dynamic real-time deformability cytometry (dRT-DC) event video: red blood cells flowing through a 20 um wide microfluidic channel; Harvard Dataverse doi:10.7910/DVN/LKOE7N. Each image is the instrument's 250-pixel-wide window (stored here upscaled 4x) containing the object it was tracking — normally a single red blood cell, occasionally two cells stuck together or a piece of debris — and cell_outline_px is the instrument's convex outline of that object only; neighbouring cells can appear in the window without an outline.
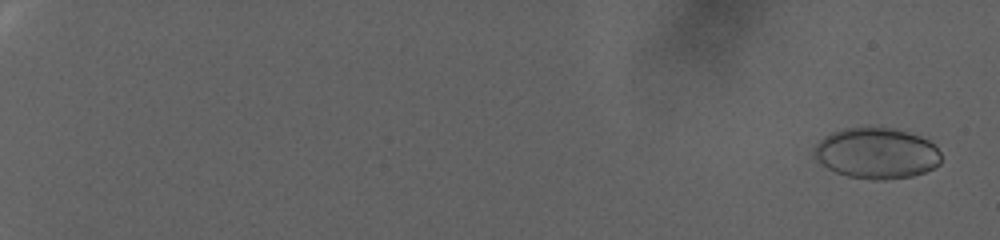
{"species": "human", "species_latin": "Homo sapiens", "temperature_condition": "warm", "stored_images_in_passage": 105, "camera_frame_rate_fps": 3000, "um_per_image_px": 0.085, "donor": {"sex": "female"}, "frame": {"image": 1, "passage_image": 5, "time_ms": 1.333, "image_size_px": [1000, 240], "cell_outline_px": [[940, 164], [924, 172], [912, 176], [884, 180], [872, 180], [848, 176], [836, 172], [812, 160], [812, 148], [824, 136], [832, 132], [844, 128], [868, 124], [892, 128], [908, 132], [920, 136], [928, 140], [940, 152]], "centroid_in_image_um": [74.43, 12.99], "position_along_channel_um": 10.6, "area_um2": 38.55}}
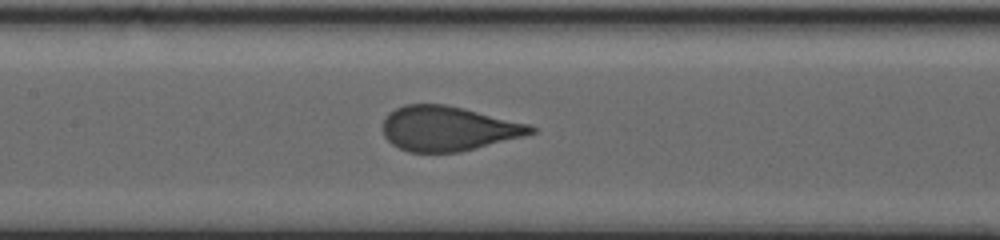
{"frame": {"image": 2, "passage_image": 61, "time_ms": 20.0, "image_size_px": [1000, 240], "cell_outline_px": [[536, 132], [524, 136], [460, 152], [408, 152], [392, 144], [384, 136], [380, 128], [384, 116], [388, 112], [404, 104], [444, 104], [464, 108], [532, 124], [536, 128]], "centroid_in_image_um": [38.07, 10.91], "position_along_channel_um": 169.3, "area_um2": 39.02}}
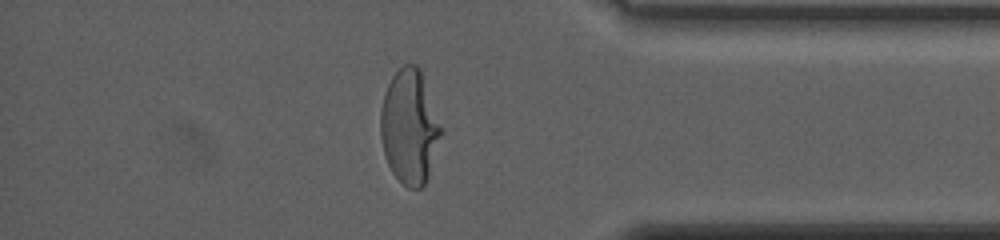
{"frame": {"image": 3, "passage_image": 94, "time_ms": 31.0, "image_size_px": [1000, 240], "cell_outline_px": [[444, 132], [428, 176], [424, 184], [420, 188], [408, 188], [392, 172], [384, 156], [380, 136], [380, 112], [384, 92], [392, 76], [404, 64], [416, 64], [420, 68]], "centroid_in_image_um": [34.81, 10.77], "position_along_channel_um": 400.4, "area_um2": 40.52}}